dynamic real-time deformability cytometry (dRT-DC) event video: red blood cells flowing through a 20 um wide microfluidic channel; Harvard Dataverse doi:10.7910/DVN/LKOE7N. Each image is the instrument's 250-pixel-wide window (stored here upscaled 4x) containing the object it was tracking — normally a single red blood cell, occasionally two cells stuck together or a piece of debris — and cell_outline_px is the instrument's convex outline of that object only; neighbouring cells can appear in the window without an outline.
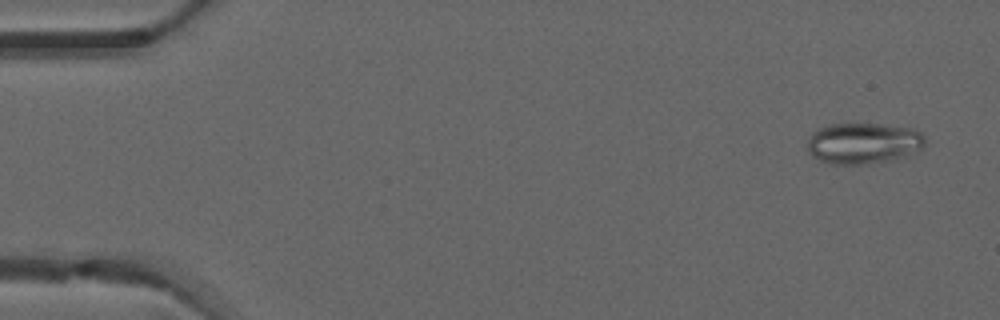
{"species": "common noctule bat (a hibernating species)", "species_latin": "Nyctalus noctula", "temperature_condition": "warm", "stored_images_in_passage": 4, "camera_frame_rate_fps": 3000, "um_per_image_px": 0.085, "animal": {"sex": "male", "forearm_length_mm": 52.5}, "frame": {"image": 1, "passage_image": 1, "time_ms": 0.0, "image_size_px": [1000, 320], "cell_outline_px": [[924, 144], [920, 148], [888, 160], [868, 164], [832, 164], [820, 160], [812, 156], [808, 152], [808, 140], [812, 132], [820, 128], [832, 124], [880, 124], [912, 128], [920, 132], [924, 136]], "centroid_in_image_um": [73.32, 12.16], "position_along_channel_um": 11.7, "area_um2": 27.63}}